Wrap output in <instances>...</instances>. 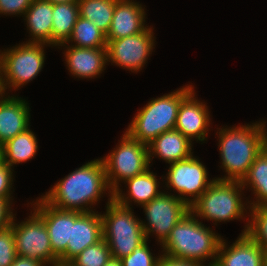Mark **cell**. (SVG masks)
Wrapping results in <instances>:
<instances>
[{
	"mask_svg": "<svg viewBox=\"0 0 267 266\" xmlns=\"http://www.w3.org/2000/svg\"><path fill=\"white\" fill-rule=\"evenodd\" d=\"M105 191L113 196L107 184L104 163L100 158L76 168L55 183L41 198L60 210L87 213L94 211L92 208L107 194Z\"/></svg>",
	"mask_w": 267,
	"mask_h": 266,
	"instance_id": "1",
	"label": "cell"
},
{
	"mask_svg": "<svg viewBox=\"0 0 267 266\" xmlns=\"http://www.w3.org/2000/svg\"><path fill=\"white\" fill-rule=\"evenodd\" d=\"M198 220L191 211L187 213L161 244L162 254L196 261L202 266L211 259L207 266H214L223 237Z\"/></svg>",
	"mask_w": 267,
	"mask_h": 266,
	"instance_id": "2",
	"label": "cell"
},
{
	"mask_svg": "<svg viewBox=\"0 0 267 266\" xmlns=\"http://www.w3.org/2000/svg\"><path fill=\"white\" fill-rule=\"evenodd\" d=\"M217 129L220 167L226 174L216 179L242 181L261 152V121Z\"/></svg>",
	"mask_w": 267,
	"mask_h": 266,
	"instance_id": "3",
	"label": "cell"
},
{
	"mask_svg": "<svg viewBox=\"0 0 267 266\" xmlns=\"http://www.w3.org/2000/svg\"><path fill=\"white\" fill-rule=\"evenodd\" d=\"M194 89L185 85L169 94L152 98L129 124L126 132L142 144L149 145L160 134L175 128L179 106L182 100Z\"/></svg>",
	"mask_w": 267,
	"mask_h": 266,
	"instance_id": "4",
	"label": "cell"
},
{
	"mask_svg": "<svg viewBox=\"0 0 267 266\" xmlns=\"http://www.w3.org/2000/svg\"><path fill=\"white\" fill-rule=\"evenodd\" d=\"M242 190L245 189L241 181L215 179L190 206V211L197 218L213 221L216 226L218 222H229L233 219L243 220L247 217L246 214L250 207L242 200Z\"/></svg>",
	"mask_w": 267,
	"mask_h": 266,
	"instance_id": "5",
	"label": "cell"
},
{
	"mask_svg": "<svg viewBox=\"0 0 267 266\" xmlns=\"http://www.w3.org/2000/svg\"><path fill=\"white\" fill-rule=\"evenodd\" d=\"M100 215L103 239L107 242L113 258L122 259L129 256L146 239L141 219L134 215L132 207L118 204L113 196L108 197L106 212Z\"/></svg>",
	"mask_w": 267,
	"mask_h": 266,
	"instance_id": "6",
	"label": "cell"
},
{
	"mask_svg": "<svg viewBox=\"0 0 267 266\" xmlns=\"http://www.w3.org/2000/svg\"><path fill=\"white\" fill-rule=\"evenodd\" d=\"M47 46L51 45L23 42L10 49L0 50V73L5 94L10 89L18 90L38 76L44 66V47Z\"/></svg>",
	"mask_w": 267,
	"mask_h": 266,
	"instance_id": "7",
	"label": "cell"
},
{
	"mask_svg": "<svg viewBox=\"0 0 267 266\" xmlns=\"http://www.w3.org/2000/svg\"><path fill=\"white\" fill-rule=\"evenodd\" d=\"M101 159L105 167L107 184L112 193L121 187L119 186L121 182L140 175L151 167L148 146L133 139L126 131L116 148Z\"/></svg>",
	"mask_w": 267,
	"mask_h": 266,
	"instance_id": "8",
	"label": "cell"
},
{
	"mask_svg": "<svg viewBox=\"0 0 267 266\" xmlns=\"http://www.w3.org/2000/svg\"><path fill=\"white\" fill-rule=\"evenodd\" d=\"M30 213V216L20 223L16 222L14 216L11 223L17 255L36 259L45 266H53L59 258L52 251L45 223L34 210Z\"/></svg>",
	"mask_w": 267,
	"mask_h": 266,
	"instance_id": "9",
	"label": "cell"
},
{
	"mask_svg": "<svg viewBox=\"0 0 267 266\" xmlns=\"http://www.w3.org/2000/svg\"><path fill=\"white\" fill-rule=\"evenodd\" d=\"M168 168L166 177H162L166 181L167 190L171 188L176 191L177 197L189 207L216 179V177L208 179L205 165L193 154L186 159L169 164Z\"/></svg>",
	"mask_w": 267,
	"mask_h": 266,
	"instance_id": "10",
	"label": "cell"
},
{
	"mask_svg": "<svg viewBox=\"0 0 267 266\" xmlns=\"http://www.w3.org/2000/svg\"><path fill=\"white\" fill-rule=\"evenodd\" d=\"M146 221L141 220L146 238L153 233L161 245L174 226L190 212V207L175 194L162 192L159 196L141 207Z\"/></svg>",
	"mask_w": 267,
	"mask_h": 266,
	"instance_id": "11",
	"label": "cell"
},
{
	"mask_svg": "<svg viewBox=\"0 0 267 266\" xmlns=\"http://www.w3.org/2000/svg\"><path fill=\"white\" fill-rule=\"evenodd\" d=\"M154 28L147 26L141 33L116 40H107L108 62L131 72H139L155 49Z\"/></svg>",
	"mask_w": 267,
	"mask_h": 266,
	"instance_id": "12",
	"label": "cell"
},
{
	"mask_svg": "<svg viewBox=\"0 0 267 266\" xmlns=\"http://www.w3.org/2000/svg\"><path fill=\"white\" fill-rule=\"evenodd\" d=\"M33 210L43 219L53 253L59 257L71 243L72 224L83 214L78 211L60 210L47 204L41 197L33 200Z\"/></svg>",
	"mask_w": 267,
	"mask_h": 266,
	"instance_id": "13",
	"label": "cell"
},
{
	"mask_svg": "<svg viewBox=\"0 0 267 266\" xmlns=\"http://www.w3.org/2000/svg\"><path fill=\"white\" fill-rule=\"evenodd\" d=\"M195 95L193 89L182 100L174 129L180 131L191 142L195 140L204 143L208 137L209 125L212 124L211 115L207 104L198 100Z\"/></svg>",
	"mask_w": 267,
	"mask_h": 266,
	"instance_id": "14",
	"label": "cell"
},
{
	"mask_svg": "<svg viewBox=\"0 0 267 266\" xmlns=\"http://www.w3.org/2000/svg\"><path fill=\"white\" fill-rule=\"evenodd\" d=\"M266 252L246 233L228 245L222 239L214 266H265Z\"/></svg>",
	"mask_w": 267,
	"mask_h": 266,
	"instance_id": "15",
	"label": "cell"
},
{
	"mask_svg": "<svg viewBox=\"0 0 267 266\" xmlns=\"http://www.w3.org/2000/svg\"><path fill=\"white\" fill-rule=\"evenodd\" d=\"M64 47V58L69 73L76 78H96L105 70L108 63L107 48H79L61 44Z\"/></svg>",
	"mask_w": 267,
	"mask_h": 266,
	"instance_id": "16",
	"label": "cell"
},
{
	"mask_svg": "<svg viewBox=\"0 0 267 266\" xmlns=\"http://www.w3.org/2000/svg\"><path fill=\"white\" fill-rule=\"evenodd\" d=\"M103 238L102 218L100 212L83 213L72 224L71 243L58 257L60 262H70L85 248L99 242Z\"/></svg>",
	"mask_w": 267,
	"mask_h": 266,
	"instance_id": "17",
	"label": "cell"
},
{
	"mask_svg": "<svg viewBox=\"0 0 267 266\" xmlns=\"http://www.w3.org/2000/svg\"><path fill=\"white\" fill-rule=\"evenodd\" d=\"M6 96V97H5ZM30 128L28 102L15 95L4 93L0 97V143L4 144Z\"/></svg>",
	"mask_w": 267,
	"mask_h": 266,
	"instance_id": "18",
	"label": "cell"
},
{
	"mask_svg": "<svg viewBox=\"0 0 267 266\" xmlns=\"http://www.w3.org/2000/svg\"><path fill=\"white\" fill-rule=\"evenodd\" d=\"M145 7L134 0H117L107 40L121 39L141 33L146 27ZM146 24V25H145Z\"/></svg>",
	"mask_w": 267,
	"mask_h": 266,
	"instance_id": "19",
	"label": "cell"
},
{
	"mask_svg": "<svg viewBox=\"0 0 267 266\" xmlns=\"http://www.w3.org/2000/svg\"><path fill=\"white\" fill-rule=\"evenodd\" d=\"M157 176L147 169L144 173L134 176L124 182L128 188L127 194L123 193L122 188H118L113 192V199L120 205L130 208L131 204L144 206L151 200L159 196L162 192L159 191V181ZM130 203V204H129Z\"/></svg>",
	"mask_w": 267,
	"mask_h": 266,
	"instance_id": "20",
	"label": "cell"
},
{
	"mask_svg": "<svg viewBox=\"0 0 267 266\" xmlns=\"http://www.w3.org/2000/svg\"><path fill=\"white\" fill-rule=\"evenodd\" d=\"M192 143L180 131L173 129L160 134L148 145L149 163L154 156L161 158L168 164L190 157L192 152Z\"/></svg>",
	"mask_w": 267,
	"mask_h": 266,
	"instance_id": "21",
	"label": "cell"
},
{
	"mask_svg": "<svg viewBox=\"0 0 267 266\" xmlns=\"http://www.w3.org/2000/svg\"><path fill=\"white\" fill-rule=\"evenodd\" d=\"M53 4L48 0H34L23 15L30 38L26 42L52 45Z\"/></svg>",
	"mask_w": 267,
	"mask_h": 266,
	"instance_id": "22",
	"label": "cell"
},
{
	"mask_svg": "<svg viewBox=\"0 0 267 266\" xmlns=\"http://www.w3.org/2000/svg\"><path fill=\"white\" fill-rule=\"evenodd\" d=\"M35 133L28 128L3 144L4 163L11 168L34 158L38 150Z\"/></svg>",
	"mask_w": 267,
	"mask_h": 266,
	"instance_id": "23",
	"label": "cell"
},
{
	"mask_svg": "<svg viewBox=\"0 0 267 266\" xmlns=\"http://www.w3.org/2000/svg\"><path fill=\"white\" fill-rule=\"evenodd\" d=\"M52 46L66 43L70 38L73 27L79 18L78 3L53 4Z\"/></svg>",
	"mask_w": 267,
	"mask_h": 266,
	"instance_id": "24",
	"label": "cell"
},
{
	"mask_svg": "<svg viewBox=\"0 0 267 266\" xmlns=\"http://www.w3.org/2000/svg\"><path fill=\"white\" fill-rule=\"evenodd\" d=\"M241 183L245 189L251 187L248 189L255 196L247 202L249 207L267 206V156L264 153L257 155Z\"/></svg>",
	"mask_w": 267,
	"mask_h": 266,
	"instance_id": "25",
	"label": "cell"
},
{
	"mask_svg": "<svg viewBox=\"0 0 267 266\" xmlns=\"http://www.w3.org/2000/svg\"><path fill=\"white\" fill-rule=\"evenodd\" d=\"M117 0H79V15L93 22L106 35L109 32Z\"/></svg>",
	"mask_w": 267,
	"mask_h": 266,
	"instance_id": "26",
	"label": "cell"
},
{
	"mask_svg": "<svg viewBox=\"0 0 267 266\" xmlns=\"http://www.w3.org/2000/svg\"><path fill=\"white\" fill-rule=\"evenodd\" d=\"M65 44L79 48H107V38L93 22L79 16Z\"/></svg>",
	"mask_w": 267,
	"mask_h": 266,
	"instance_id": "27",
	"label": "cell"
},
{
	"mask_svg": "<svg viewBox=\"0 0 267 266\" xmlns=\"http://www.w3.org/2000/svg\"><path fill=\"white\" fill-rule=\"evenodd\" d=\"M248 217L241 234L246 233L267 253V206L250 207Z\"/></svg>",
	"mask_w": 267,
	"mask_h": 266,
	"instance_id": "28",
	"label": "cell"
},
{
	"mask_svg": "<svg viewBox=\"0 0 267 266\" xmlns=\"http://www.w3.org/2000/svg\"><path fill=\"white\" fill-rule=\"evenodd\" d=\"M111 258L110 248L102 238L99 242L85 248L69 263L73 266H104Z\"/></svg>",
	"mask_w": 267,
	"mask_h": 266,
	"instance_id": "29",
	"label": "cell"
},
{
	"mask_svg": "<svg viewBox=\"0 0 267 266\" xmlns=\"http://www.w3.org/2000/svg\"><path fill=\"white\" fill-rule=\"evenodd\" d=\"M147 241L146 238L129 256L120 259L122 266H157L161 253L155 257L150 251Z\"/></svg>",
	"mask_w": 267,
	"mask_h": 266,
	"instance_id": "30",
	"label": "cell"
},
{
	"mask_svg": "<svg viewBox=\"0 0 267 266\" xmlns=\"http://www.w3.org/2000/svg\"><path fill=\"white\" fill-rule=\"evenodd\" d=\"M17 257L12 225L0 230V266H10Z\"/></svg>",
	"mask_w": 267,
	"mask_h": 266,
	"instance_id": "31",
	"label": "cell"
},
{
	"mask_svg": "<svg viewBox=\"0 0 267 266\" xmlns=\"http://www.w3.org/2000/svg\"><path fill=\"white\" fill-rule=\"evenodd\" d=\"M13 172L14 169L11 168L8 164L2 163L0 165V198L9 199L11 202L14 200L11 194L13 182Z\"/></svg>",
	"mask_w": 267,
	"mask_h": 266,
	"instance_id": "32",
	"label": "cell"
},
{
	"mask_svg": "<svg viewBox=\"0 0 267 266\" xmlns=\"http://www.w3.org/2000/svg\"><path fill=\"white\" fill-rule=\"evenodd\" d=\"M34 0H0V14L23 15Z\"/></svg>",
	"mask_w": 267,
	"mask_h": 266,
	"instance_id": "33",
	"label": "cell"
},
{
	"mask_svg": "<svg viewBox=\"0 0 267 266\" xmlns=\"http://www.w3.org/2000/svg\"><path fill=\"white\" fill-rule=\"evenodd\" d=\"M12 202L6 198H0V230L11 225L14 215Z\"/></svg>",
	"mask_w": 267,
	"mask_h": 266,
	"instance_id": "34",
	"label": "cell"
},
{
	"mask_svg": "<svg viewBox=\"0 0 267 266\" xmlns=\"http://www.w3.org/2000/svg\"><path fill=\"white\" fill-rule=\"evenodd\" d=\"M157 266H202L200 263L192 260L177 259L166 255H161Z\"/></svg>",
	"mask_w": 267,
	"mask_h": 266,
	"instance_id": "35",
	"label": "cell"
},
{
	"mask_svg": "<svg viewBox=\"0 0 267 266\" xmlns=\"http://www.w3.org/2000/svg\"><path fill=\"white\" fill-rule=\"evenodd\" d=\"M10 266H45V265L36 259H31L28 257L17 255V257Z\"/></svg>",
	"mask_w": 267,
	"mask_h": 266,
	"instance_id": "36",
	"label": "cell"
},
{
	"mask_svg": "<svg viewBox=\"0 0 267 266\" xmlns=\"http://www.w3.org/2000/svg\"><path fill=\"white\" fill-rule=\"evenodd\" d=\"M266 122H261V152L267 156V128Z\"/></svg>",
	"mask_w": 267,
	"mask_h": 266,
	"instance_id": "37",
	"label": "cell"
},
{
	"mask_svg": "<svg viewBox=\"0 0 267 266\" xmlns=\"http://www.w3.org/2000/svg\"><path fill=\"white\" fill-rule=\"evenodd\" d=\"M104 266H122V263L120 259L112 257Z\"/></svg>",
	"mask_w": 267,
	"mask_h": 266,
	"instance_id": "38",
	"label": "cell"
},
{
	"mask_svg": "<svg viewBox=\"0 0 267 266\" xmlns=\"http://www.w3.org/2000/svg\"><path fill=\"white\" fill-rule=\"evenodd\" d=\"M52 4H60V3H78L79 0H48Z\"/></svg>",
	"mask_w": 267,
	"mask_h": 266,
	"instance_id": "39",
	"label": "cell"
},
{
	"mask_svg": "<svg viewBox=\"0 0 267 266\" xmlns=\"http://www.w3.org/2000/svg\"><path fill=\"white\" fill-rule=\"evenodd\" d=\"M4 162L3 144L0 143V165Z\"/></svg>",
	"mask_w": 267,
	"mask_h": 266,
	"instance_id": "40",
	"label": "cell"
},
{
	"mask_svg": "<svg viewBox=\"0 0 267 266\" xmlns=\"http://www.w3.org/2000/svg\"><path fill=\"white\" fill-rule=\"evenodd\" d=\"M53 266H73V265L71 263H69V262H60V261H58Z\"/></svg>",
	"mask_w": 267,
	"mask_h": 266,
	"instance_id": "41",
	"label": "cell"
},
{
	"mask_svg": "<svg viewBox=\"0 0 267 266\" xmlns=\"http://www.w3.org/2000/svg\"><path fill=\"white\" fill-rule=\"evenodd\" d=\"M4 94L3 88H2V81H1V73H0V97Z\"/></svg>",
	"mask_w": 267,
	"mask_h": 266,
	"instance_id": "42",
	"label": "cell"
}]
</instances>
